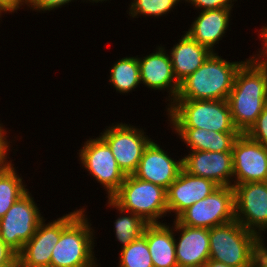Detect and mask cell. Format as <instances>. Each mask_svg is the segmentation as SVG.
<instances>
[{"instance_id": "cell-17", "label": "cell", "mask_w": 267, "mask_h": 267, "mask_svg": "<svg viewBox=\"0 0 267 267\" xmlns=\"http://www.w3.org/2000/svg\"><path fill=\"white\" fill-rule=\"evenodd\" d=\"M218 187L214 181L193 176L182 169L166 190L168 216L175 215L176 219L184 210L206 198Z\"/></svg>"}, {"instance_id": "cell-5", "label": "cell", "mask_w": 267, "mask_h": 267, "mask_svg": "<svg viewBox=\"0 0 267 267\" xmlns=\"http://www.w3.org/2000/svg\"><path fill=\"white\" fill-rule=\"evenodd\" d=\"M262 239L236 219L209 229L210 259L230 267H253Z\"/></svg>"}, {"instance_id": "cell-9", "label": "cell", "mask_w": 267, "mask_h": 267, "mask_svg": "<svg viewBox=\"0 0 267 267\" xmlns=\"http://www.w3.org/2000/svg\"><path fill=\"white\" fill-rule=\"evenodd\" d=\"M99 136L108 144L118 167L125 175L133 174L140 162L144 149L152 140L145 128L116 122L106 126Z\"/></svg>"}, {"instance_id": "cell-7", "label": "cell", "mask_w": 267, "mask_h": 267, "mask_svg": "<svg viewBox=\"0 0 267 267\" xmlns=\"http://www.w3.org/2000/svg\"><path fill=\"white\" fill-rule=\"evenodd\" d=\"M28 190L0 219V239L17 254L45 219Z\"/></svg>"}, {"instance_id": "cell-35", "label": "cell", "mask_w": 267, "mask_h": 267, "mask_svg": "<svg viewBox=\"0 0 267 267\" xmlns=\"http://www.w3.org/2000/svg\"><path fill=\"white\" fill-rule=\"evenodd\" d=\"M261 29V30H260ZM258 32V38H260L259 40L262 42V45L260 47V49H257L259 51L255 52L257 54H253V56L256 59H267V25L262 26V28H260Z\"/></svg>"}, {"instance_id": "cell-2", "label": "cell", "mask_w": 267, "mask_h": 267, "mask_svg": "<svg viewBox=\"0 0 267 267\" xmlns=\"http://www.w3.org/2000/svg\"><path fill=\"white\" fill-rule=\"evenodd\" d=\"M213 52L190 76L180 83L176 99L227 100L235 75L245 62L224 59Z\"/></svg>"}, {"instance_id": "cell-27", "label": "cell", "mask_w": 267, "mask_h": 267, "mask_svg": "<svg viewBox=\"0 0 267 267\" xmlns=\"http://www.w3.org/2000/svg\"><path fill=\"white\" fill-rule=\"evenodd\" d=\"M182 1V2H181ZM183 3L184 0H131L128 10L126 11L130 18H138L139 16L160 18L162 15L166 16L178 4Z\"/></svg>"}, {"instance_id": "cell-18", "label": "cell", "mask_w": 267, "mask_h": 267, "mask_svg": "<svg viewBox=\"0 0 267 267\" xmlns=\"http://www.w3.org/2000/svg\"><path fill=\"white\" fill-rule=\"evenodd\" d=\"M174 220L175 253L178 267H203L210 259L209 229L190 227Z\"/></svg>"}, {"instance_id": "cell-21", "label": "cell", "mask_w": 267, "mask_h": 267, "mask_svg": "<svg viewBox=\"0 0 267 267\" xmlns=\"http://www.w3.org/2000/svg\"><path fill=\"white\" fill-rule=\"evenodd\" d=\"M174 221L170 223L148 224L143 236L147 239V245L151 254L154 267H178L175 253Z\"/></svg>"}, {"instance_id": "cell-3", "label": "cell", "mask_w": 267, "mask_h": 267, "mask_svg": "<svg viewBox=\"0 0 267 267\" xmlns=\"http://www.w3.org/2000/svg\"><path fill=\"white\" fill-rule=\"evenodd\" d=\"M86 210L83 208L61 231L50 267H100L94 251L96 230L91 227Z\"/></svg>"}, {"instance_id": "cell-10", "label": "cell", "mask_w": 267, "mask_h": 267, "mask_svg": "<svg viewBox=\"0 0 267 267\" xmlns=\"http://www.w3.org/2000/svg\"><path fill=\"white\" fill-rule=\"evenodd\" d=\"M176 220L183 225L211 229L235 220L234 189L219 186L184 210Z\"/></svg>"}, {"instance_id": "cell-25", "label": "cell", "mask_w": 267, "mask_h": 267, "mask_svg": "<svg viewBox=\"0 0 267 267\" xmlns=\"http://www.w3.org/2000/svg\"><path fill=\"white\" fill-rule=\"evenodd\" d=\"M14 166L11 162L0 169V219L29 190Z\"/></svg>"}, {"instance_id": "cell-37", "label": "cell", "mask_w": 267, "mask_h": 267, "mask_svg": "<svg viewBox=\"0 0 267 267\" xmlns=\"http://www.w3.org/2000/svg\"><path fill=\"white\" fill-rule=\"evenodd\" d=\"M87 2V1H89L90 3H103L104 1H105V3L107 2V1H109V0H83V2ZM103 1V2H102ZM111 1V0H110Z\"/></svg>"}, {"instance_id": "cell-34", "label": "cell", "mask_w": 267, "mask_h": 267, "mask_svg": "<svg viewBox=\"0 0 267 267\" xmlns=\"http://www.w3.org/2000/svg\"><path fill=\"white\" fill-rule=\"evenodd\" d=\"M267 240L263 239L257 246L253 267H267Z\"/></svg>"}, {"instance_id": "cell-30", "label": "cell", "mask_w": 267, "mask_h": 267, "mask_svg": "<svg viewBox=\"0 0 267 267\" xmlns=\"http://www.w3.org/2000/svg\"><path fill=\"white\" fill-rule=\"evenodd\" d=\"M73 1L75 0H32L27 10L32 9L31 11L46 13L47 11L50 12L57 10V8H62L63 6L66 7L65 5H69Z\"/></svg>"}, {"instance_id": "cell-38", "label": "cell", "mask_w": 267, "mask_h": 267, "mask_svg": "<svg viewBox=\"0 0 267 267\" xmlns=\"http://www.w3.org/2000/svg\"><path fill=\"white\" fill-rule=\"evenodd\" d=\"M267 71V59H257Z\"/></svg>"}, {"instance_id": "cell-20", "label": "cell", "mask_w": 267, "mask_h": 267, "mask_svg": "<svg viewBox=\"0 0 267 267\" xmlns=\"http://www.w3.org/2000/svg\"><path fill=\"white\" fill-rule=\"evenodd\" d=\"M184 35L168 50L174 77L180 84L194 73L213 53L208 47L193 40L185 31Z\"/></svg>"}, {"instance_id": "cell-1", "label": "cell", "mask_w": 267, "mask_h": 267, "mask_svg": "<svg viewBox=\"0 0 267 267\" xmlns=\"http://www.w3.org/2000/svg\"><path fill=\"white\" fill-rule=\"evenodd\" d=\"M227 102L235 128L245 134L267 105V71L253 55L238 69Z\"/></svg>"}, {"instance_id": "cell-33", "label": "cell", "mask_w": 267, "mask_h": 267, "mask_svg": "<svg viewBox=\"0 0 267 267\" xmlns=\"http://www.w3.org/2000/svg\"><path fill=\"white\" fill-rule=\"evenodd\" d=\"M0 265H17V253L0 239Z\"/></svg>"}, {"instance_id": "cell-11", "label": "cell", "mask_w": 267, "mask_h": 267, "mask_svg": "<svg viewBox=\"0 0 267 267\" xmlns=\"http://www.w3.org/2000/svg\"><path fill=\"white\" fill-rule=\"evenodd\" d=\"M83 208H76L49 222L44 219L17 254V267H50L52 250L60 239L61 231Z\"/></svg>"}, {"instance_id": "cell-23", "label": "cell", "mask_w": 267, "mask_h": 267, "mask_svg": "<svg viewBox=\"0 0 267 267\" xmlns=\"http://www.w3.org/2000/svg\"><path fill=\"white\" fill-rule=\"evenodd\" d=\"M109 71L108 82L120 95L135 91L134 89L141 84L137 56H126L116 60Z\"/></svg>"}, {"instance_id": "cell-6", "label": "cell", "mask_w": 267, "mask_h": 267, "mask_svg": "<svg viewBox=\"0 0 267 267\" xmlns=\"http://www.w3.org/2000/svg\"><path fill=\"white\" fill-rule=\"evenodd\" d=\"M125 211L142 217L148 224L163 223L168 215L166 189L135 177L126 175L124 182L110 198Z\"/></svg>"}, {"instance_id": "cell-39", "label": "cell", "mask_w": 267, "mask_h": 267, "mask_svg": "<svg viewBox=\"0 0 267 267\" xmlns=\"http://www.w3.org/2000/svg\"><path fill=\"white\" fill-rule=\"evenodd\" d=\"M9 163H11V162H0V169H1L4 165H7V164H9Z\"/></svg>"}, {"instance_id": "cell-22", "label": "cell", "mask_w": 267, "mask_h": 267, "mask_svg": "<svg viewBox=\"0 0 267 267\" xmlns=\"http://www.w3.org/2000/svg\"><path fill=\"white\" fill-rule=\"evenodd\" d=\"M188 151L232 152L239 132H216L203 128H171ZM189 148V149H188Z\"/></svg>"}, {"instance_id": "cell-13", "label": "cell", "mask_w": 267, "mask_h": 267, "mask_svg": "<svg viewBox=\"0 0 267 267\" xmlns=\"http://www.w3.org/2000/svg\"><path fill=\"white\" fill-rule=\"evenodd\" d=\"M233 186L250 182H267V148L240 134L232 147Z\"/></svg>"}, {"instance_id": "cell-19", "label": "cell", "mask_w": 267, "mask_h": 267, "mask_svg": "<svg viewBox=\"0 0 267 267\" xmlns=\"http://www.w3.org/2000/svg\"><path fill=\"white\" fill-rule=\"evenodd\" d=\"M233 9H212L198 11L189 29L185 31L193 40L216 52L215 45L225 38L229 29V22L232 20Z\"/></svg>"}, {"instance_id": "cell-14", "label": "cell", "mask_w": 267, "mask_h": 267, "mask_svg": "<svg viewBox=\"0 0 267 267\" xmlns=\"http://www.w3.org/2000/svg\"><path fill=\"white\" fill-rule=\"evenodd\" d=\"M149 55L138 57L141 84L151 90L166 91V108L176 99L180 84L174 77L172 61L164 45H158Z\"/></svg>"}, {"instance_id": "cell-8", "label": "cell", "mask_w": 267, "mask_h": 267, "mask_svg": "<svg viewBox=\"0 0 267 267\" xmlns=\"http://www.w3.org/2000/svg\"><path fill=\"white\" fill-rule=\"evenodd\" d=\"M86 140L77 152L79 164L102 185L107 194L105 198L110 199L120 188L126 175L118 167L110 147L100 136Z\"/></svg>"}, {"instance_id": "cell-16", "label": "cell", "mask_w": 267, "mask_h": 267, "mask_svg": "<svg viewBox=\"0 0 267 267\" xmlns=\"http://www.w3.org/2000/svg\"><path fill=\"white\" fill-rule=\"evenodd\" d=\"M183 156V169L189 174L233 187L232 152L189 151Z\"/></svg>"}, {"instance_id": "cell-15", "label": "cell", "mask_w": 267, "mask_h": 267, "mask_svg": "<svg viewBox=\"0 0 267 267\" xmlns=\"http://www.w3.org/2000/svg\"><path fill=\"white\" fill-rule=\"evenodd\" d=\"M164 148L152 139L144 149L133 175L167 190L183 169V158L174 159Z\"/></svg>"}, {"instance_id": "cell-28", "label": "cell", "mask_w": 267, "mask_h": 267, "mask_svg": "<svg viewBox=\"0 0 267 267\" xmlns=\"http://www.w3.org/2000/svg\"><path fill=\"white\" fill-rule=\"evenodd\" d=\"M245 134L267 148V105Z\"/></svg>"}, {"instance_id": "cell-26", "label": "cell", "mask_w": 267, "mask_h": 267, "mask_svg": "<svg viewBox=\"0 0 267 267\" xmlns=\"http://www.w3.org/2000/svg\"><path fill=\"white\" fill-rule=\"evenodd\" d=\"M119 249L118 267H154L147 239L143 235Z\"/></svg>"}, {"instance_id": "cell-31", "label": "cell", "mask_w": 267, "mask_h": 267, "mask_svg": "<svg viewBox=\"0 0 267 267\" xmlns=\"http://www.w3.org/2000/svg\"><path fill=\"white\" fill-rule=\"evenodd\" d=\"M8 133L9 132H8L7 128L5 127V125H3L2 122H0V162H13L11 160V157H9V155H10L9 153L12 150H16V149L12 148L13 147V145H12L13 143L8 138L9 137V135H7ZM8 158L10 160H8Z\"/></svg>"}, {"instance_id": "cell-40", "label": "cell", "mask_w": 267, "mask_h": 267, "mask_svg": "<svg viewBox=\"0 0 267 267\" xmlns=\"http://www.w3.org/2000/svg\"><path fill=\"white\" fill-rule=\"evenodd\" d=\"M0 267H17V265H0Z\"/></svg>"}, {"instance_id": "cell-24", "label": "cell", "mask_w": 267, "mask_h": 267, "mask_svg": "<svg viewBox=\"0 0 267 267\" xmlns=\"http://www.w3.org/2000/svg\"><path fill=\"white\" fill-rule=\"evenodd\" d=\"M105 204L110 209H116L119 216L114 220L115 238L121 244V248L128 246L134 240L140 238L148 223L140 216L123 210L111 199L106 200Z\"/></svg>"}, {"instance_id": "cell-12", "label": "cell", "mask_w": 267, "mask_h": 267, "mask_svg": "<svg viewBox=\"0 0 267 267\" xmlns=\"http://www.w3.org/2000/svg\"><path fill=\"white\" fill-rule=\"evenodd\" d=\"M234 189L235 219L262 240L267 232V182L236 184Z\"/></svg>"}, {"instance_id": "cell-36", "label": "cell", "mask_w": 267, "mask_h": 267, "mask_svg": "<svg viewBox=\"0 0 267 267\" xmlns=\"http://www.w3.org/2000/svg\"><path fill=\"white\" fill-rule=\"evenodd\" d=\"M203 267H230V266L209 259Z\"/></svg>"}, {"instance_id": "cell-29", "label": "cell", "mask_w": 267, "mask_h": 267, "mask_svg": "<svg viewBox=\"0 0 267 267\" xmlns=\"http://www.w3.org/2000/svg\"><path fill=\"white\" fill-rule=\"evenodd\" d=\"M186 4H190L197 11H205L212 9H232L234 8V4L238 0H184ZM235 2V3H234ZM200 9V10H199Z\"/></svg>"}, {"instance_id": "cell-4", "label": "cell", "mask_w": 267, "mask_h": 267, "mask_svg": "<svg viewBox=\"0 0 267 267\" xmlns=\"http://www.w3.org/2000/svg\"><path fill=\"white\" fill-rule=\"evenodd\" d=\"M165 111L170 128L238 132L233 124L227 100L175 99Z\"/></svg>"}, {"instance_id": "cell-32", "label": "cell", "mask_w": 267, "mask_h": 267, "mask_svg": "<svg viewBox=\"0 0 267 267\" xmlns=\"http://www.w3.org/2000/svg\"><path fill=\"white\" fill-rule=\"evenodd\" d=\"M23 6L29 7V3L26 0H0V14L6 15L11 13H17L18 9H22Z\"/></svg>"}]
</instances>
